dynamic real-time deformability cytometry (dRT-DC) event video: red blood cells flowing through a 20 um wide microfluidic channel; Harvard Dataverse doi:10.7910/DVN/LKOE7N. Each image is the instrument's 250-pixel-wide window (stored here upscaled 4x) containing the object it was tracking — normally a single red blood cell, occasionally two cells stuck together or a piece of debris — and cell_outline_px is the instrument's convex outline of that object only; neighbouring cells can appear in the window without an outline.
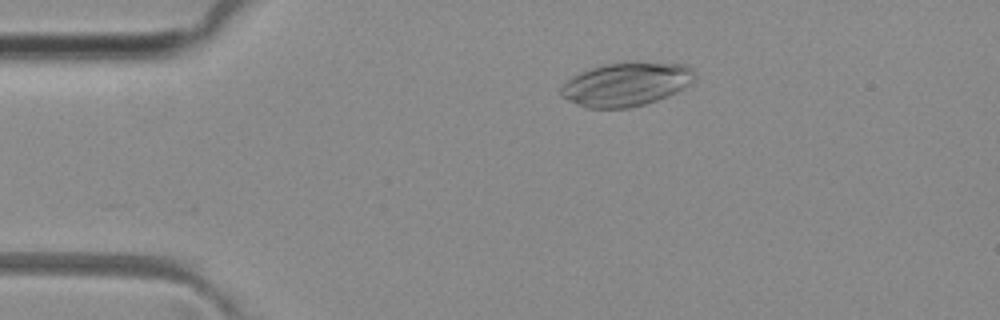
{"species": "common noctule bat (a hibernating species)", "species_latin": "Nyctalus noctula", "temperature_condition": "room temperature", "stored_images_in_passage": 45, "camera_frame_rate_fps": 3000, "um_per_image_px": 0.085, "animal": {"sex": "female", "body_mass_g": 29.2, "forearm_length_mm": 56.3}, "frame": {"image": 1, "passage_image": 4, "time_ms": 1.0, "image_size_px": [1000, 320], "cell_outline_px": [[696, 80], [656, 100], [644, 104], [628, 108], [588, 108], [568, 100], [560, 96], [560, 88], [572, 76], [580, 72], [604, 64], [684, 64], [692, 68], [696, 72]], "centroid_in_image_um": [53.18, 7.18], "position_along_channel_um": 31.8, "area_um2": 33.0}}
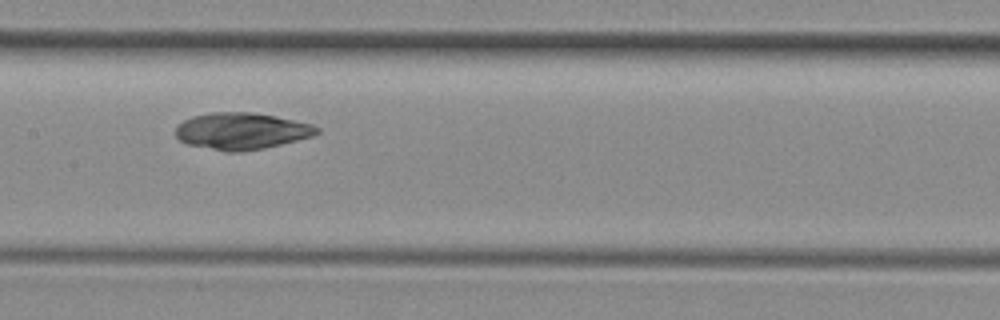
{"frame": {"image": 2, "passage_image": 19, "time_ms": 6.0, "image_size_px": [1000, 320], "cell_outline_px": [[320, 132], [312, 136], [264, 148], [240, 152], [224, 152], [188, 144], [180, 140], [176, 136], [176, 128], [184, 120], [192, 116], [212, 112], [252, 112], [276, 116], [312, 124], [320, 128]], "centroid_in_image_um": [20.53, 11.14], "position_along_channel_um": 186.9, "area_um2": 30.17}}
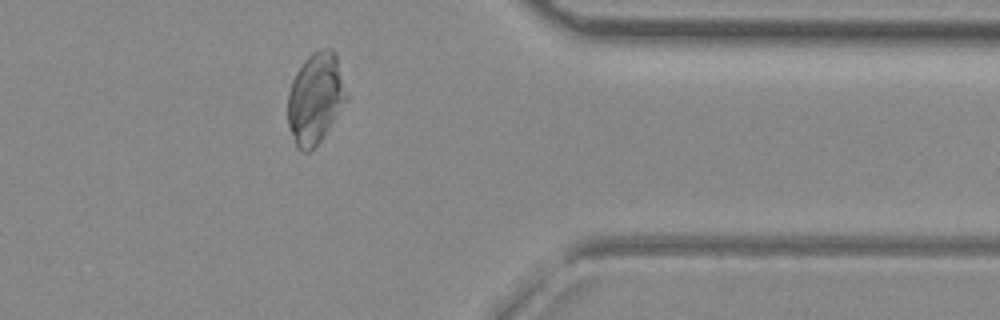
{"frame": {"image": 3, "passage_image": 35, "time_ms": 11.333, "image_size_px": [1000, 320], "cell_outline_px": [[348, 100], [320, 140], [308, 152], [300, 152], [296, 148], [288, 124], [288, 92], [292, 80], [296, 72], [304, 60], [312, 52], [320, 48], [332, 48], [336, 56], [348, 96]], "centroid_in_image_um": [26.8, 8.35], "position_along_channel_um": 384.6, "area_um2": 31.04}}